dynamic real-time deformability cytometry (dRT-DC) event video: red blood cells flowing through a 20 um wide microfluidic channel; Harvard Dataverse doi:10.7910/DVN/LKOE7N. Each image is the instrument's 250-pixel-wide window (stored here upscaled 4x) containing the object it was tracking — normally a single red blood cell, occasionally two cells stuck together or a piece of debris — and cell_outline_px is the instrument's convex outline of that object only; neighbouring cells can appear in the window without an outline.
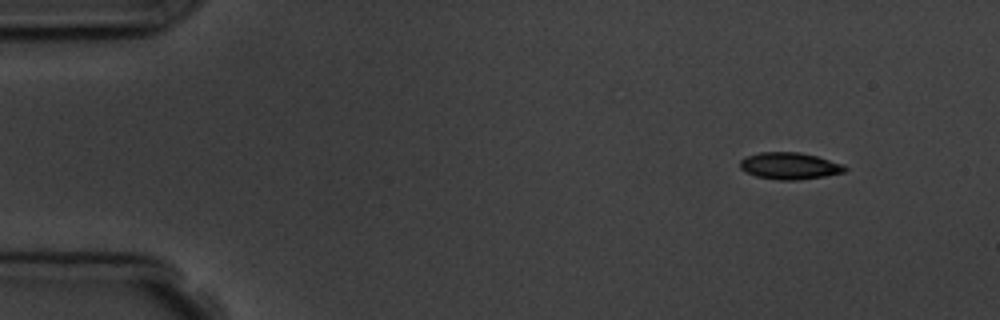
{"species": "common noctule bat (a hibernating species)", "species_latin": "Nyctalus noctula", "temperature_condition": "room temperature", "stored_images_in_passage": 5, "segment_of_instrument_passage": [1, 2], "camera_frame_rate_fps": 3000, "um_per_image_px": 0.085, "animal": {"sex": "male", "body_mass_g": 19.5, "forearm_length_mm": 54.6}, "frame": {"image": 1, "passage_image": 1, "time_ms": 0.0, "image_size_px": [1000, 320], "cell_outline_px": [[848, 168], [844, 172], [824, 176], [796, 180], [780, 180], [756, 176], [740, 168], [740, 160], [748, 156], [760, 152], [800, 152], [816, 156], [844, 164]], "centroid_in_image_um": [67.14, 14.09], "position_along_channel_um": 17.9, "area_um2": 16.24}}